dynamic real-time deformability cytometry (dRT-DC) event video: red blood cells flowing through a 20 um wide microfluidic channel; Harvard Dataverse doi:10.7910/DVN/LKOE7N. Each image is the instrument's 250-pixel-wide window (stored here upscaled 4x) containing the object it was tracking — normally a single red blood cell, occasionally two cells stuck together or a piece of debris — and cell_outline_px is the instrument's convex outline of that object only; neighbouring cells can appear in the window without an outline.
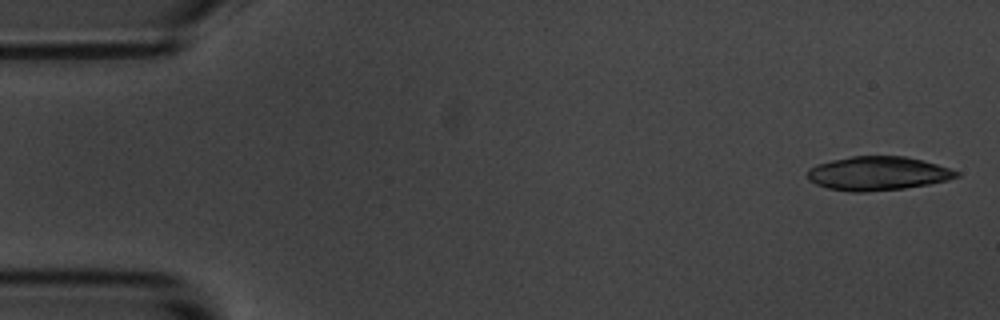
{"species": "common noctule bat (a hibernating species)", "species_latin": "Nyctalus noctula", "temperature_condition": "room temperature", "stored_images_in_passage": 6, "camera_frame_rate_fps": 3000, "um_per_image_px": 0.085, "animal": {"sex": "male", "body_mass_g": 20.1, "forearm_length_mm": 53.5}, "frame": {"image": 1, "passage_image": 1, "time_ms": 0.0, "image_size_px": [1000, 320], "cell_outline_px": [[960, 176], [948, 180], [928, 184], [904, 188], [864, 192], [852, 192], [828, 188], [816, 184], [808, 180], [808, 168], [816, 164], [832, 160], [852, 156], [904, 156], [936, 164], [960, 172]], "centroid_in_image_um": [74.59, 14.74], "position_along_channel_um": 10.4, "area_um2": 29.25}}
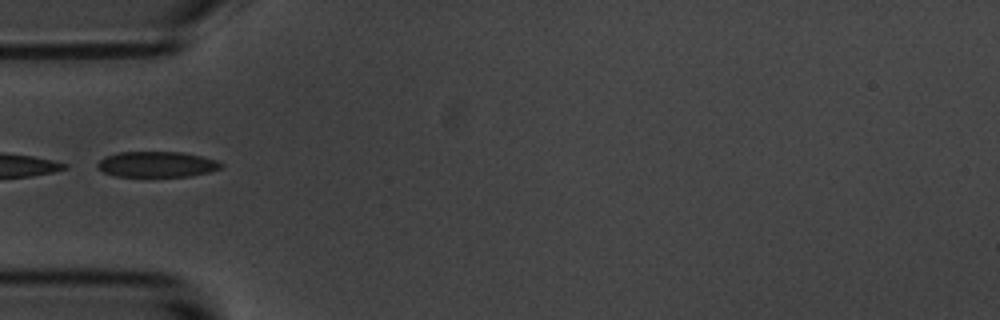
{"frame": {"image": 2, "passage_image": 5, "time_ms": 5.333, "image_size_px": [1000, 320], "cell_outline_px": [[224, 168], [192, 176], [116, 176], [104, 172], [96, 168], [96, 164], [104, 156], [120, 152], [180, 152], [200, 156], [216, 160], [224, 164]], "centroid_in_image_um": [13.33, 13.97], "position_along_channel_um": 71.7, "area_um2": 18.5}}